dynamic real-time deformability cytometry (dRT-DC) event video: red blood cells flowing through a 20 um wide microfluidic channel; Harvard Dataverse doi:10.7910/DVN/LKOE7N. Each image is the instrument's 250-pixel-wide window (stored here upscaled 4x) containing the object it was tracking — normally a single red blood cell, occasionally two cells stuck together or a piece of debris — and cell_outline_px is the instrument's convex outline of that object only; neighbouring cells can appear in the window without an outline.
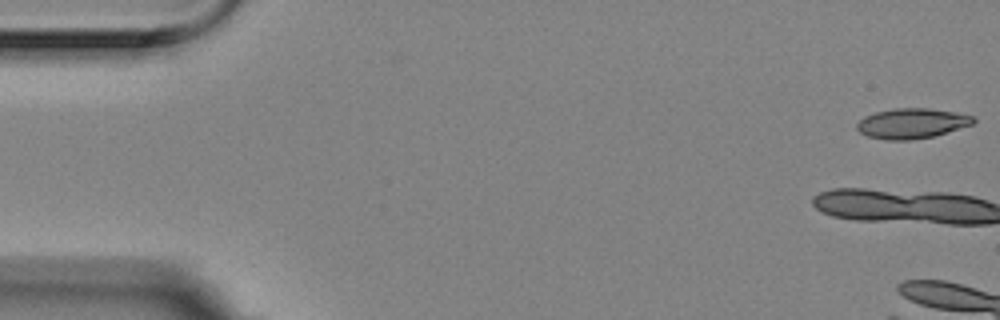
{"species": "Egyptian fruit bat (a non-hibernating species)", "species_latin": "Rousettus aegyptiacus", "temperature_condition": "room temperature", "stored_images_in_passage": 4, "camera_frame_rate_fps": 3000, "um_per_image_px": 0.085, "animal": {"sex": "female"}, "frame": {"image": 1, "passage_image": 1, "time_ms": 0.0, "image_size_px": [1000, 320], "cell_outline_px": [[976, 120], [972, 124], [932, 136], [908, 140], [888, 140], [868, 136], [860, 132], [856, 128], [856, 124], [864, 116], [876, 112], [896, 108], [928, 108], [952, 112], [972, 116]], "centroid_in_image_um": [77.45, 10.48], "position_along_channel_um": 7.5, "area_um2": 20.06}}